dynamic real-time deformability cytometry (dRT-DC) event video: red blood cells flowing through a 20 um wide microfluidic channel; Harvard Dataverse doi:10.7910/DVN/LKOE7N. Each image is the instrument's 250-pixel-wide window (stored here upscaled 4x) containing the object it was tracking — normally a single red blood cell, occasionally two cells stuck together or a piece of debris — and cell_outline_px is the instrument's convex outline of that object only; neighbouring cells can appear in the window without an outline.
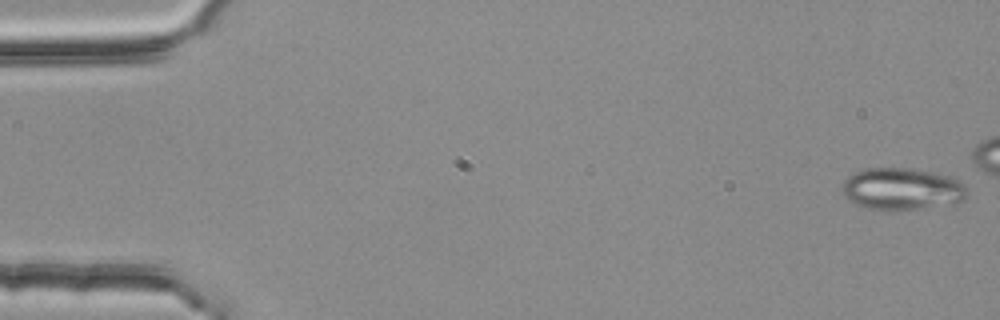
{"species": "common noctule bat (a hibernating species)", "species_latin": "Nyctalus noctula", "temperature_condition": "room temperature", "stored_images_in_passage": 47, "camera_frame_rate_fps": 3000, "um_per_image_px": 0.085, "animal": {"sex": "female", "body_mass_g": 25.1}, "frame": {"image": 1, "passage_image": 1, "time_ms": 0.0, "image_size_px": [1000, 320], "cell_outline_px": [[968, 192], [964, 200], [956, 204], [920, 208], [868, 208], [856, 204], [848, 200], [844, 196], [840, 188], [840, 184], [848, 176], [864, 168], [908, 168], [928, 172], [944, 176], [956, 180], [964, 184]], "centroid_in_image_um": [76.63, 16.05], "position_along_channel_um": 8.4, "area_um2": 30.11}}
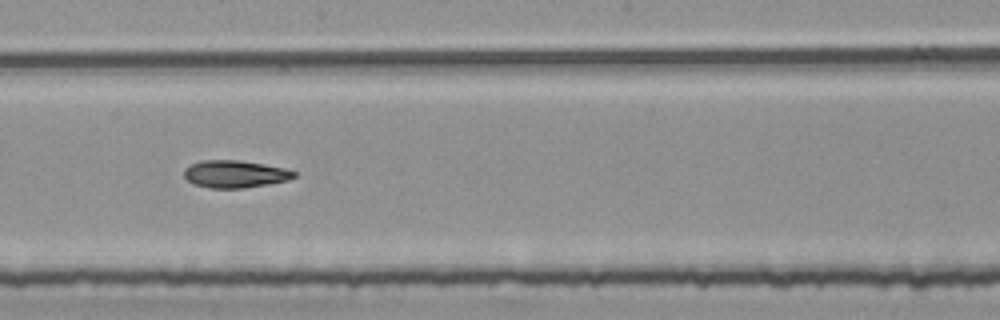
{"frame": {"image": 2, "passage_image": 30, "time_ms": 9.667, "image_size_px": [1000, 320], "cell_outline_px": [[296, 176], [288, 180], [268, 184], [244, 188], [208, 188], [192, 184], [184, 176], [184, 168], [200, 160], [240, 160], [284, 168], [296, 172]], "centroid_in_image_um": [19.94, 14.79], "position_along_channel_um": 228.3, "area_um2": 17.57}}
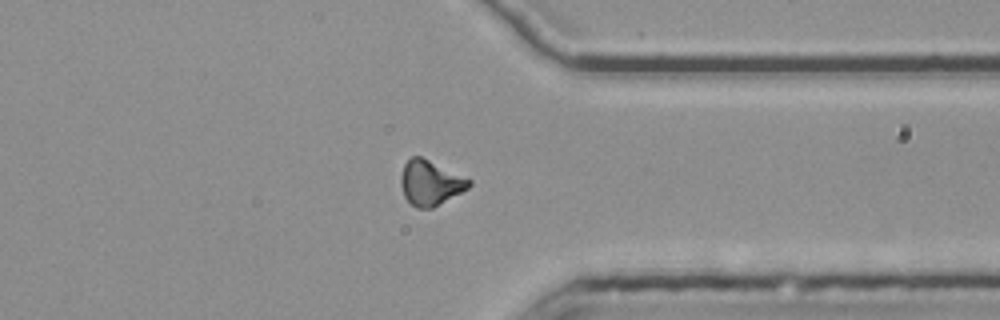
{"frame": {"image": 3, "passage_image": 42, "time_ms": 13.667, "image_size_px": [1000, 320], "cell_outline_px": [[472, 184], [468, 188], [432, 208], [416, 208], [404, 196], [400, 184], [400, 176], [404, 164], [412, 156], [420, 156], [472, 180]], "centroid_in_image_um": [36.55, 15.54], "position_along_channel_um": 374.8, "area_um2": 17.63}}